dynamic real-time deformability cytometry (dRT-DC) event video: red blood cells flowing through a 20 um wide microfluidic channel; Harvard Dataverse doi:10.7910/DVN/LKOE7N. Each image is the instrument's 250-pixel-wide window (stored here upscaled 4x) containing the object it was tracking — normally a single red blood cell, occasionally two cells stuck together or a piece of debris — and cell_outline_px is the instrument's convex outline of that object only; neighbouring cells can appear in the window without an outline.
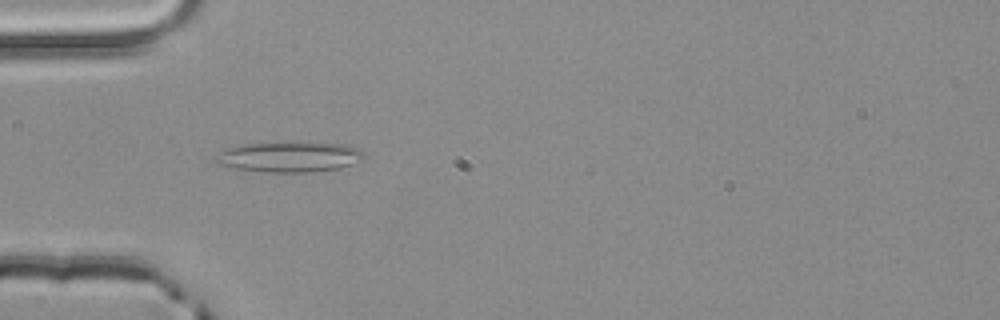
{"species": "common noctule bat (a hibernating species)", "species_latin": "Nyctalus noctula", "temperature_condition": "room temperature", "stored_images_in_passage": 3, "camera_frame_rate_fps": 3000, "um_per_image_px": 0.085, "animal": {"sex": "male", "body_mass_g": 20.4}, "frame": {"image": 1, "passage_image": 3, "time_ms": 0.667, "image_size_px": [1000, 320], "cell_outline_px": [[364, 160], [340, 168], [308, 172], [272, 172], [236, 168], [216, 164], [212, 160], [220, 152], [228, 148], [244, 144], [340, 144], [356, 148], [364, 156]], "centroid_in_image_um": [24.56, 13.37], "position_along_channel_um": 60.4, "area_um2": 25.26}}